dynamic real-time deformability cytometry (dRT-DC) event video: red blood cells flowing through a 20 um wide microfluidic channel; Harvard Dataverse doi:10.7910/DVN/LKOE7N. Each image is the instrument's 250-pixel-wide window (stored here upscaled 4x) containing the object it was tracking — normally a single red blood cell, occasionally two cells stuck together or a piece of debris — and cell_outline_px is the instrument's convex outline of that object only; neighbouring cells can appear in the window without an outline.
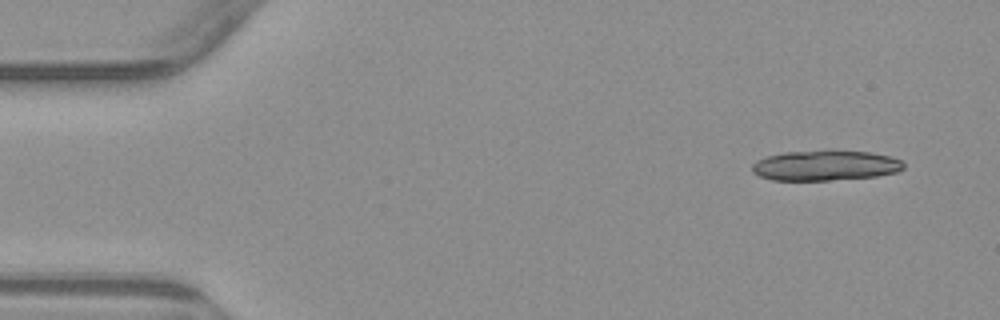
{"species": "common noctule bat (a hibernating species)", "species_latin": "Nyctalus noctula", "temperature_condition": "warm", "stored_images_in_passage": 5, "camera_frame_rate_fps": 3000, "um_per_image_px": 0.085, "animal": {"sex": "male", "body_mass_g": 23.1, "forearm_length_mm": 52.7}, "frame": {"image": 1, "passage_image": 2, "time_ms": 1.0, "image_size_px": [1000, 320], "cell_outline_px": [[904, 168], [896, 172], [876, 176], [828, 180], [772, 180], [760, 176], [752, 172], [752, 164], [756, 160], [764, 156], [784, 152], [828, 148], [832, 148], [872, 152], [892, 156], [900, 160], [904, 164]], "centroid_in_image_um": [70.14, 14.02], "position_along_channel_um": 14.9, "area_um2": 27.57}}